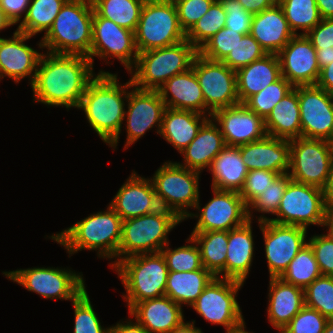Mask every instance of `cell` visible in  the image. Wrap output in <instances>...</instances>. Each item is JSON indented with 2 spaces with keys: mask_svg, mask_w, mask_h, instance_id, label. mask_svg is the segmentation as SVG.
<instances>
[{
  "mask_svg": "<svg viewBox=\"0 0 333 333\" xmlns=\"http://www.w3.org/2000/svg\"><path fill=\"white\" fill-rule=\"evenodd\" d=\"M90 59L76 54L41 55L32 85L33 101L47 107L77 108L97 75Z\"/></svg>",
  "mask_w": 333,
  "mask_h": 333,
  "instance_id": "1",
  "label": "cell"
},
{
  "mask_svg": "<svg viewBox=\"0 0 333 333\" xmlns=\"http://www.w3.org/2000/svg\"><path fill=\"white\" fill-rule=\"evenodd\" d=\"M118 80V73L100 69L89 82L78 107L84 111L89 126L113 151L118 149L128 93L133 87L131 79L123 84Z\"/></svg>",
  "mask_w": 333,
  "mask_h": 333,
  "instance_id": "2",
  "label": "cell"
},
{
  "mask_svg": "<svg viewBox=\"0 0 333 333\" xmlns=\"http://www.w3.org/2000/svg\"><path fill=\"white\" fill-rule=\"evenodd\" d=\"M106 207L47 237L63 246L69 258L82 250L96 251L98 258L112 260L113 268L118 263L122 219L109 204Z\"/></svg>",
  "mask_w": 333,
  "mask_h": 333,
  "instance_id": "3",
  "label": "cell"
},
{
  "mask_svg": "<svg viewBox=\"0 0 333 333\" xmlns=\"http://www.w3.org/2000/svg\"><path fill=\"white\" fill-rule=\"evenodd\" d=\"M94 9L91 0H68L52 27L41 37L44 52L88 57Z\"/></svg>",
  "mask_w": 333,
  "mask_h": 333,
  "instance_id": "4",
  "label": "cell"
},
{
  "mask_svg": "<svg viewBox=\"0 0 333 333\" xmlns=\"http://www.w3.org/2000/svg\"><path fill=\"white\" fill-rule=\"evenodd\" d=\"M112 270L124 287L121 296L128 311L138 302L165 295L169 270L161 252L122 259Z\"/></svg>",
  "mask_w": 333,
  "mask_h": 333,
  "instance_id": "5",
  "label": "cell"
},
{
  "mask_svg": "<svg viewBox=\"0 0 333 333\" xmlns=\"http://www.w3.org/2000/svg\"><path fill=\"white\" fill-rule=\"evenodd\" d=\"M198 50L187 40L138 54L134 67L128 72L134 87L158 90L168 79L192 67Z\"/></svg>",
  "mask_w": 333,
  "mask_h": 333,
  "instance_id": "6",
  "label": "cell"
},
{
  "mask_svg": "<svg viewBox=\"0 0 333 333\" xmlns=\"http://www.w3.org/2000/svg\"><path fill=\"white\" fill-rule=\"evenodd\" d=\"M182 222L173 211L164 208L122 220L118 262L139 254L160 252L170 243L169 233Z\"/></svg>",
  "mask_w": 333,
  "mask_h": 333,
  "instance_id": "7",
  "label": "cell"
},
{
  "mask_svg": "<svg viewBox=\"0 0 333 333\" xmlns=\"http://www.w3.org/2000/svg\"><path fill=\"white\" fill-rule=\"evenodd\" d=\"M154 172L150 179L160 207L173 211L184 221L200 199L199 181L202 173L171 160L164 162Z\"/></svg>",
  "mask_w": 333,
  "mask_h": 333,
  "instance_id": "8",
  "label": "cell"
},
{
  "mask_svg": "<svg viewBox=\"0 0 333 333\" xmlns=\"http://www.w3.org/2000/svg\"><path fill=\"white\" fill-rule=\"evenodd\" d=\"M7 280L23 286L27 291L37 293L44 299L74 301L85 289L82 272L72 268L31 267L2 271Z\"/></svg>",
  "mask_w": 333,
  "mask_h": 333,
  "instance_id": "9",
  "label": "cell"
},
{
  "mask_svg": "<svg viewBox=\"0 0 333 333\" xmlns=\"http://www.w3.org/2000/svg\"><path fill=\"white\" fill-rule=\"evenodd\" d=\"M138 53L177 44L186 39L174 2L146 0L134 31Z\"/></svg>",
  "mask_w": 333,
  "mask_h": 333,
  "instance_id": "10",
  "label": "cell"
},
{
  "mask_svg": "<svg viewBox=\"0 0 333 333\" xmlns=\"http://www.w3.org/2000/svg\"><path fill=\"white\" fill-rule=\"evenodd\" d=\"M245 283L215 277L190 306L205 321L232 333L246 326L237 296Z\"/></svg>",
  "mask_w": 333,
  "mask_h": 333,
  "instance_id": "11",
  "label": "cell"
},
{
  "mask_svg": "<svg viewBox=\"0 0 333 333\" xmlns=\"http://www.w3.org/2000/svg\"><path fill=\"white\" fill-rule=\"evenodd\" d=\"M269 218L271 222L281 225L325 226L326 203L323 189L290 180L282 196L279 208Z\"/></svg>",
  "mask_w": 333,
  "mask_h": 333,
  "instance_id": "12",
  "label": "cell"
},
{
  "mask_svg": "<svg viewBox=\"0 0 333 333\" xmlns=\"http://www.w3.org/2000/svg\"><path fill=\"white\" fill-rule=\"evenodd\" d=\"M289 144L290 168L287 174L290 178L324 189L333 165V143L299 137L289 140Z\"/></svg>",
  "mask_w": 333,
  "mask_h": 333,
  "instance_id": "13",
  "label": "cell"
},
{
  "mask_svg": "<svg viewBox=\"0 0 333 333\" xmlns=\"http://www.w3.org/2000/svg\"><path fill=\"white\" fill-rule=\"evenodd\" d=\"M134 32L122 28L112 20L98 16L92 20V43L88 58L94 67V57L112 65L110 59H117L129 72L138 58Z\"/></svg>",
  "mask_w": 333,
  "mask_h": 333,
  "instance_id": "14",
  "label": "cell"
},
{
  "mask_svg": "<svg viewBox=\"0 0 333 333\" xmlns=\"http://www.w3.org/2000/svg\"><path fill=\"white\" fill-rule=\"evenodd\" d=\"M192 68L205 101V115L218 109L240 104L237 94L236 71L222 61H213L197 54Z\"/></svg>",
  "mask_w": 333,
  "mask_h": 333,
  "instance_id": "15",
  "label": "cell"
},
{
  "mask_svg": "<svg viewBox=\"0 0 333 333\" xmlns=\"http://www.w3.org/2000/svg\"><path fill=\"white\" fill-rule=\"evenodd\" d=\"M211 190L213 198L203 207L199 199L194 208L196 212L185 219H198L192 232L230 231L249 220L248 208L238 192Z\"/></svg>",
  "mask_w": 333,
  "mask_h": 333,
  "instance_id": "16",
  "label": "cell"
},
{
  "mask_svg": "<svg viewBox=\"0 0 333 333\" xmlns=\"http://www.w3.org/2000/svg\"><path fill=\"white\" fill-rule=\"evenodd\" d=\"M257 223L264 240L269 277H280L291 260L307 244L308 229L281 225L270 220Z\"/></svg>",
  "mask_w": 333,
  "mask_h": 333,
  "instance_id": "17",
  "label": "cell"
},
{
  "mask_svg": "<svg viewBox=\"0 0 333 333\" xmlns=\"http://www.w3.org/2000/svg\"><path fill=\"white\" fill-rule=\"evenodd\" d=\"M166 106L158 90H142L132 87L128 93L124 121L126 140L123 149L135 144L146 132L156 128L160 134Z\"/></svg>",
  "mask_w": 333,
  "mask_h": 333,
  "instance_id": "18",
  "label": "cell"
},
{
  "mask_svg": "<svg viewBox=\"0 0 333 333\" xmlns=\"http://www.w3.org/2000/svg\"><path fill=\"white\" fill-rule=\"evenodd\" d=\"M301 137L333 143V95L317 85L298 86Z\"/></svg>",
  "mask_w": 333,
  "mask_h": 333,
  "instance_id": "19",
  "label": "cell"
},
{
  "mask_svg": "<svg viewBox=\"0 0 333 333\" xmlns=\"http://www.w3.org/2000/svg\"><path fill=\"white\" fill-rule=\"evenodd\" d=\"M32 37L17 30L9 38L0 36V81L5 77L13 80L16 84L25 78L31 86L34 82L38 63L43 52L40 38L37 49L26 44Z\"/></svg>",
  "mask_w": 333,
  "mask_h": 333,
  "instance_id": "20",
  "label": "cell"
},
{
  "mask_svg": "<svg viewBox=\"0 0 333 333\" xmlns=\"http://www.w3.org/2000/svg\"><path fill=\"white\" fill-rule=\"evenodd\" d=\"M281 75L294 87L316 85L320 76L316 49L306 35H295L277 54Z\"/></svg>",
  "mask_w": 333,
  "mask_h": 333,
  "instance_id": "21",
  "label": "cell"
},
{
  "mask_svg": "<svg viewBox=\"0 0 333 333\" xmlns=\"http://www.w3.org/2000/svg\"><path fill=\"white\" fill-rule=\"evenodd\" d=\"M211 118L218 125L226 146L238 147L267 135L264 120L244 104L218 109Z\"/></svg>",
  "mask_w": 333,
  "mask_h": 333,
  "instance_id": "22",
  "label": "cell"
},
{
  "mask_svg": "<svg viewBox=\"0 0 333 333\" xmlns=\"http://www.w3.org/2000/svg\"><path fill=\"white\" fill-rule=\"evenodd\" d=\"M109 206L122 220L150 214L161 208L152 180L140 176L135 170L121 185Z\"/></svg>",
  "mask_w": 333,
  "mask_h": 333,
  "instance_id": "23",
  "label": "cell"
},
{
  "mask_svg": "<svg viewBox=\"0 0 333 333\" xmlns=\"http://www.w3.org/2000/svg\"><path fill=\"white\" fill-rule=\"evenodd\" d=\"M238 147L248 171L261 169L279 174H287L289 171V140L266 135L261 140Z\"/></svg>",
  "mask_w": 333,
  "mask_h": 333,
  "instance_id": "24",
  "label": "cell"
},
{
  "mask_svg": "<svg viewBox=\"0 0 333 333\" xmlns=\"http://www.w3.org/2000/svg\"><path fill=\"white\" fill-rule=\"evenodd\" d=\"M268 287L267 320L280 333L305 306L304 289L270 277Z\"/></svg>",
  "mask_w": 333,
  "mask_h": 333,
  "instance_id": "25",
  "label": "cell"
},
{
  "mask_svg": "<svg viewBox=\"0 0 333 333\" xmlns=\"http://www.w3.org/2000/svg\"><path fill=\"white\" fill-rule=\"evenodd\" d=\"M182 307L168 296L136 303L129 311L149 333H170L185 319Z\"/></svg>",
  "mask_w": 333,
  "mask_h": 333,
  "instance_id": "26",
  "label": "cell"
},
{
  "mask_svg": "<svg viewBox=\"0 0 333 333\" xmlns=\"http://www.w3.org/2000/svg\"><path fill=\"white\" fill-rule=\"evenodd\" d=\"M252 220L228 231V247L225 261V278L246 283L249 277L255 243ZM254 256V257H253Z\"/></svg>",
  "mask_w": 333,
  "mask_h": 333,
  "instance_id": "27",
  "label": "cell"
},
{
  "mask_svg": "<svg viewBox=\"0 0 333 333\" xmlns=\"http://www.w3.org/2000/svg\"><path fill=\"white\" fill-rule=\"evenodd\" d=\"M250 34L267 54H278L295 36L279 4L253 16Z\"/></svg>",
  "mask_w": 333,
  "mask_h": 333,
  "instance_id": "28",
  "label": "cell"
},
{
  "mask_svg": "<svg viewBox=\"0 0 333 333\" xmlns=\"http://www.w3.org/2000/svg\"><path fill=\"white\" fill-rule=\"evenodd\" d=\"M158 91L167 108L191 110L205 115L203 92L192 67L168 79Z\"/></svg>",
  "mask_w": 333,
  "mask_h": 333,
  "instance_id": "29",
  "label": "cell"
},
{
  "mask_svg": "<svg viewBox=\"0 0 333 333\" xmlns=\"http://www.w3.org/2000/svg\"><path fill=\"white\" fill-rule=\"evenodd\" d=\"M225 146L224 137L218 125L210 117L202 125L192 142L179 153L184 159L177 163L202 173L204 169L207 171L212 160Z\"/></svg>",
  "mask_w": 333,
  "mask_h": 333,
  "instance_id": "30",
  "label": "cell"
},
{
  "mask_svg": "<svg viewBox=\"0 0 333 333\" xmlns=\"http://www.w3.org/2000/svg\"><path fill=\"white\" fill-rule=\"evenodd\" d=\"M209 118L210 116L195 111L166 107L159 135L180 153L192 142Z\"/></svg>",
  "mask_w": 333,
  "mask_h": 333,
  "instance_id": "31",
  "label": "cell"
},
{
  "mask_svg": "<svg viewBox=\"0 0 333 333\" xmlns=\"http://www.w3.org/2000/svg\"><path fill=\"white\" fill-rule=\"evenodd\" d=\"M281 76L277 54H266L263 58L237 70L236 83L240 104L277 81Z\"/></svg>",
  "mask_w": 333,
  "mask_h": 333,
  "instance_id": "32",
  "label": "cell"
},
{
  "mask_svg": "<svg viewBox=\"0 0 333 333\" xmlns=\"http://www.w3.org/2000/svg\"><path fill=\"white\" fill-rule=\"evenodd\" d=\"M207 170L212 175V188L238 193L243 188L248 174L239 147L235 146H225Z\"/></svg>",
  "mask_w": 333,
  "mask_h": 333,
  "instance_id": "33",
  "label": "cell"
},
{
  "mask_svg": "<svg viewBox=\"0 0 333 333\" xmlns=\"http://www.w3.org/2000/svg\"><path fill=\"white\" fill-rule=\"evenodd\" d=\"M268 136L291 140L301 137L298 86L286 94L264 120Z\"/></svg>",
  "mask_w": 333,
  "mask_h": 333,
  "instance_id": "34",
  "label": "cell"
},
{
  "mask_svg": "<svg viewBox=\"0 0 333 333\" xmlns=\"http://www.w3.org/2000/svg\"><path fill=\"white\" fill-rule=\"evenodd\" d=\"M214 278L204 267L195 271H169L165 295L181 307H190Z\"/></svg>",
  "mask_w": 333,
  "mask_h": 333,
  "instance_id": "35",
  "label": "cell"
},
{
  "mask_svg": "<svg viewBox=\"0 0 333 333\" xmlns=\"http://www.w3.org/2000/svg\"><path fill=\"white\" fill-rule=\"evenodd\" d=\"M197 243L203 267L215 277L225 278L228 231L191 232Z\"/></svg>",
  "mask_w": 333,
  "mask_h": 333,
  "instance_id": "36",
  "label": "cell"
},
{
  "mask_svg": "<svg viewBox=\"0 0 333 333\" xmlns=\"http://www.w3.org/2000/svg\"><path fill=\"white\" fill-rule=\"evenodd\" d=\"M68 0H31L25 17L18 24L17 31L37 36L48 32L56 16Z\"/></svg>",
  "mask_w": 333,
  "mask_h": 333,
  "instance_id": "37",
  "label": "cell"
},
{
  "mask_svg": "<svg viewBox=\"0 0 333 333\" xmlns=\"http://www.w3.org/2000/svg\"><path fill=\"white\" fill-rule=\"evenodd\" d=\"M146 0H91L94 12L122 28L135 31Z\"/></svg>",
  "mask_w": 333,
  "mask_h": 333,
  "instance_id": "38",
  "label": "cell"
},
{
  "mask_svg": "<svg viewBox=\"0 0 333 333\" xmlns=\"http://www.w3.org/2000/svg\"><path fill=\"white\" fill-rule=\"evenodd\" d=\"M279 5L295 35H306L322 20L316 0H279Z\"/></svg>",
  "mask_w": 333,
  "mask_h": 333,
  "instance_id": "39",
  "label": "cell"
},
{
  "mask_svg": "<svg viewBox=\"0 0 333 333\" xmlns=\"http://www.w3.org/2000/svg\"><path fill=\"white\" fill-rule=\"evenodd\" d=\"M320 276L321 272L314 252L307 243L291 260L288 268L282 273L280 278L286 283L305 289Z\"/></svg>",
  "mask_w": 333,
  "mask_h": 333,
  "instance_id": "40",
  "label": "cell"
},
{
  "mask_svg": "<svg viewBox=\"0 0 333 333\" xmlns=\"http://www.w3.org/2000/svg\"><path fill=\"white\" fill-rule=\"evenodd\" d=\"M185 242L187 244L174 249L170 248V244H167L160 251L169 271H195L203 268L201 253L197 243L190 235Z\"/></svg>",
  "mask_w": 333,
  "mask_h": 333,
  "instance_id": "41",
  "label": "cell"
},
{
  "mask_svg": "<svg viewBox=\"0 0 333 333\" xmlns=\"http://www.w3.org/2000/svg\"><path fill=\"white\" fill-rule=\"evenodd\" d=\"M226 12L220 1L215 0L209 10L186 34V39L198 50L207 40L225 27Z\"/></svg>",
  "mask_w": 333,
  "mask_h": 333,
  "instance_id": "42",
  "label": "cell"
},
{
  "mask_svg": "<svg viewBox=\"0 0 333 333\" xmlns=\"http://www.w3.org/2000/svg\"><path fill=\"white\" fill-rule=\"evenodd\" d=\"M293 88L294 86L281 76L259 93L250 96L243 104L265 120L275 105Z\"/></svg>",
  "mask_w": 333,
  "mask_h": 333,
  "instance_id": "43",
  "label": "cell"
},
{
  "mask_svg": "<svg viewBox=\"0 0 333 333\" xmlns=\"http://www.w3.org/2000/svg\"><path fill=\"white\" fill-rule=\"evenodd\" d=\"M291 180L288 174L279 175L264 192L248 207V219H256L254 212L260 213L257 216V221H266L270 217L265 214L274 215L280 205L284 191ZM262 214V215H261Z\"/></svg>",
  "mask_w": 333,
  "mask_h": 333,
  "instance_id": "44",
  "label": "cell"
},
{
  "mask_svg": "<svg viewBox=\"0 0 333 333\" xmlns=\"http://www.w3.org/2000/svg\"><path fill=\"white\" fill-rule=\"evenodd\" d=\"M305 305L333 320V276L316 278L304 289Z\"/></svg>",
  "mask_w": 333,
  "mask_h": 333,
  "instance_id": "45",
  "label": "cell"
},
{
  "mask_svg": "<svg viewBox=\"0 0 333 333\" xmlns=\"http://www.w3.org/2000/svg\"><path fill=\"white\" fill-rule=\"evenodd\" d=\"M72 305L74 307L73 333H110V326L105 327L101 324L86 289L72 301Z\"/></svg>",
  "mask_w": 333,
  "mask_h": 333,
  "instance_id": "46",
  "label": "cell"
},
{
  "mask_svg": "<svg viewBox=\"0 0 333 333\" xmlns=\"http://www.w3.org/2000/svg\"><path fill=\"white\" fill-rule=\"evenodd\" d=\"M266 54L257 40L251 34H247L238 41L234 49L226 55L222 62L230 69L237 71L253 61L263 58Z\"/></svg>",
  "mask_w": 333,
  "mask_h": 333,
  "instance_id": "47",
  "label": "cell"
},
{
  "mask_svg": "<svg viewBox=\"0 0 333 333\" xmlns=\"http://www.w3.org/2000/svg\"><path fill=\"white\" fill-rule=\"evenodd\" d=\"M243 36L244 34L224 27L198 49V54L213 61H222Z\"/></svg>",
  "mask_w": 333,
  "mask_h": 333,
  "instance_id": "48",
  "label": "cell"
},
{
  "mask_svg": "<svg viewBox=\"0 0 333 333\" xmlns=\"http://www.w3.org/2000/svg\"><path fill=\"white\" fill-rule=\"evenodd\" d=\"M327 322L317 310L305 305L280 333H323Z\"/></svg>",
  "mask_w": 333,
  "mask_h": 333,
  "instance_id": "49",
  "label": "cell"
},
{
  "mask_svg": "<svg viewBox=\"0 0 333 333\" xmlns=\"http://www.w3.org/2000/svg\"><path fill=\"white\" fill-rule=\"evenodd\" d=\"M281 174L269 170H250L240 191L246 207L248 208Z\"/></svg>",
  "mask_w": 333,
  "mask_h": 333,
  "instance_id": "50",
  "label": "cell"
},
{
  "mask_svg": "<svg viewBox=\"0 0 333 333\" xmlns=\"http://www.w3.org/2000/svg\"><path fill=\"white\" fill-rule=\"evenodd\" d=\"M307 243L314 252L321 275L333 276V235L315 233L308 237Z\"/></svg>",
  "mask_w": 333,
  "mask_h": 333,
  "instance_id": "51",
  "label": "cell"
},
{
  "mask_svg": "<svg viewBox=\"0 0 333 333\" xmlns=\"http://www.w3.org/2000/svg\"><path fill=\"white\" fill-rule=\"evenodd\" d=\"M215 0H176L174 2L181 29L187 34L206 14Z\"/></svg>",
  "mask_w": 333,
  "mask_h": 333,
  "instance_id": "52",
  "label": "cell"
},
{
  "mask_svg": "<svg viewBox=\"0 0 333 333\" xmlns=\"http://www.w3.org/2000/svg\"><path fill=\"white\" fill-rule=\"evenodd\" d=\"M226 12L225 27L240 34H250L253 16L238 0H219Z\"/></svg>",
  "mask_w": 333,
  "mask_h": 333,
  "instance_id": "53",
  "label": "cell"
},
{
  "mask_svg": "<svg viewBox=\"0 0 333 333\" xmlns=\"http://www.w3.org/2000/svg\"><path fill=\"white\" fill-rule=\"evenodd\" d=\"M306 37L315 49L331 48L333 46V18L322 19Z\"/></svg>",
  "mask_w": 333,
  "mask_h": 333,
  "instance_id": "54",
  "label": "cell"
},
{
  "mask_svg": "<svg viewBox=\"0 0 333 333\" xmlns=\"http://www.w3.org/2000/svg\"><path fill=\"white\" fill-rule=\"evenodd\" d=\"M31 0H0V8L13 25L24 18Z\"/></svg>",
  "mask_w": 333,
  "mask_h": 333,
  "instance_id": "55",
  "label": "cell"
},
{
  "mask_svg": "<svg viewBox=\"0 0 333 333\" xmlns=\"http://www.w3.org/2000/svg\"><path fill=\"white\" fill-rule=\"evenodd\" d=\"M129 314L128 319H121L115 325H110V333H149Z\"/></svg>",
  "mask_w": 333,
  "mask_h": 333,
  "instance_id": "56",
  "label": "cell"
},
{
  "mask_svg": "<svg viewBox=\"0 0 333 333\" xmlns=\"http://www.w3.org/2000/svg\"><path fill=\"white\" fill-rule=\"evenodd\" d=\"M244 9L252 15L279 4V0H238Z\"/></svg>",
  "mask_w": 333,
  "mask_h": 333,
  "instance_id": "57",
  "label": "cell"
},
{
  "mask_svg": "<svg viewBox=\"0 0 333 333\" xmlns=\"http://www.w3.org/2000/svg\"><path fill=\"white\" fill-rule=\"evenodd\" d=\"M316 85L333 95V62L321 69Z\"/></svg>",
  "mask_w": 333,
  "mask_h": 333,
  "instance_id": "58",
  "label": "cell"
},
{
  "mask_svg": "<svg viewBox=\"0 0 333 333\" xmlns=\"http://www.w3.org/2000/svg\"><path fill=\"white\" fill-rule=\"evenodd\" d=\"M316 56L320 70L333 62V46L331 48L316 49Z\"/></svg>",
  "mask_w": 333,
  "mask_h": 333,
  "instance_id": "59",
  "label": "cell"
},
{
  "mask_svg": "<svg viewBox=\"0 0 333 333\" xmlns=\"http://www.w3.org/2000/svg\"><path fill=\"white\" fill-rule=\"evenodd\" d=\"M322 19L333 18V0H316Z\"/></svg>",
  "mask_w": 333,
  "mask_h": 333,
  "instance_id": "60",
  "label": "cell"
},
{
  "mask_svg": "<svg viewBox=\"0 0 333 333\" xmlns=\"http://www.w3.org/2000/svg\"><path fill=\"white\" fill-rule=\"evenodd\" d=\"M195 320L183 321L175 327L170 333H204L201 328L195 326Z\"/></svg>",
  "mask_w": 333,
  "mask_h": 333,
  "instance_id": "61",
  "label": "cell"
},
{
  "mask_svg": "<svg viewBox=\"0 0 333 333\" xmlns=\"http://www.w3.org/2000/svg\"><path fill=\"white\" fill-rule=\"evenodd\" d=\"M323 192L326 205L333 202V165Z\"/></svg>",
  "mask_w": 333,
  "mask_h": 333,
  "instance_id": "62",
  "label": "cell"
},
{
  "mask_svg": "<svg viewBox=\"0 0 333 333\" xmlns=\"http://www.w3.org/2000/svg\"><path fill=\"white\" fill-rule=\"evenodd\" d=\"M333 235V202L326 205V221L324 229Z\"/></svg>",
  "mask_w": 333,
  "mask_h": 333,
  "instance_id": "63",
  "label": "cell"
},
{
  "mask_svg": "<svg viewBox=\"0 0 333 333\" xmlns=\"http://www.w3.org/2000/svg\"><path fill=\"white\" fill-rule=\"evenodd\" d=\"M14 26L0 8V32Z\"/></svg>",
  "mask_w": 333,
  "mask_h": 333,
  "instance_id": "64",
  "label": "cell"
},
{
  "mask_svg": "<svg viewBox=\"0 0 333 333\" xmlns=\"http://www.w3.org/2000/svg\"><path fill=\"white\" fill-rule=\"evenodd\" d=\"M323 333H333V320H328Z\"/></svg>",
  "mask_w": 333,
  "mask_h": 333,
  "instance_id": "65",
  "label": "cell"
},
{
  "mask_svg": "<svg viewBox=\"0 0 333 333\" xmlns=\"http://www.w3.org/2000/svg\"><path fill=\"white\" fill-rule=\"evenodd\" d=\"M232 333H254V332H250V331H247L246 330V326H244L243 328H241L240 330L238 331H235V332H232Z\"/></svg>",
  "mask_w": 333,
  "mask_h": 333,
  "instance_id": "66",
  "label": "cell"
}]
</instances>
